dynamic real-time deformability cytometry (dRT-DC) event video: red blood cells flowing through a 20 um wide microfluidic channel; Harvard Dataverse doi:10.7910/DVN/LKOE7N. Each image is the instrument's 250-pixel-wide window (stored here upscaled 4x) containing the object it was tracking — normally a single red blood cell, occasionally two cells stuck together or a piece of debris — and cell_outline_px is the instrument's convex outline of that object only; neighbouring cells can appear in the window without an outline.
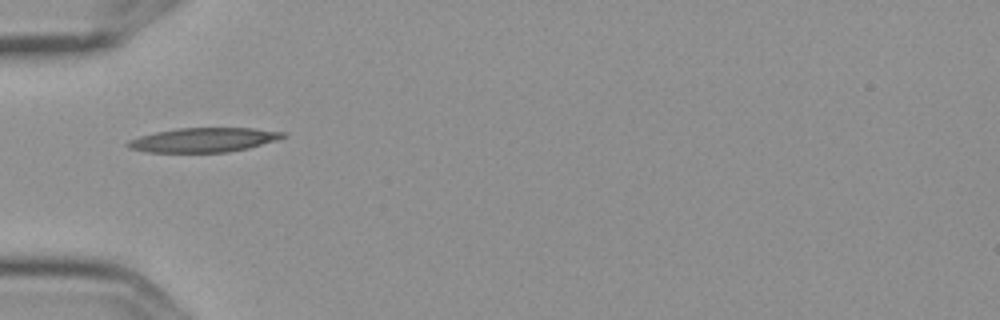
{"species": "Egyptian fruit bat (a non-hibernating species)", "species_latin": "Rousettus aegyptiacus", "temperature_condition": "cold", "stored_images_in_passage": 6, "camera_frame_rate_fps": 3000, "um_per_image_px": 0.085, "frame": {"image": 1, "passage_image": 1, "time_ms": 0.0, "image_size_px": [1000, 320], "cell_outline_px": [[288, 136], [276, 140], [248, 148], [228, 152], [148, 152], [128, 148], [124, 144], [128, 140], [140, 136], [156, 132], [176, 128], [252, 128], [288, 132]], "centroid_in_image_um": [17.32, 11.89], "position_along_channel_um": 67.7, "area_um2": 22.08}}
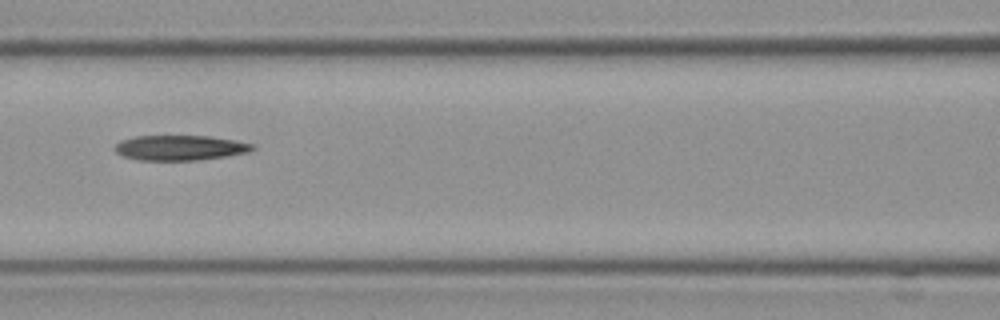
{"frame": {"image": 2, "passage_image": 3, "time_ms": 0.667, "image_size_px": [1000, 320], "cell_outline_px": [[256, 148], [248, 152], [224, 156], [196, 160], [140, 160], [120, 156], [112, 148], [120, 140], [136, 136], [208, 136], [232, 140], [252, 144]], "centroid_in_image_um": [15.22, 12.56], "position_along_channel_um": 151.4, "area_um2": 20.0}}
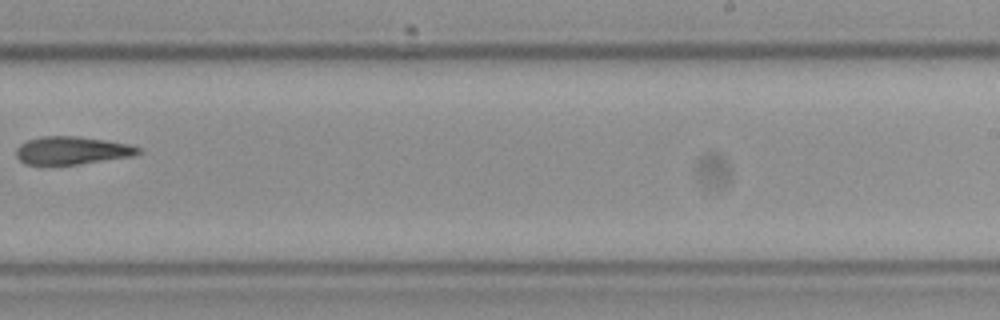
{"frame": {"image": 3, "passage_image": 6, "time_ms": 1.667, "image_size_px": [1000, 320], "cell_outline_px": [[144, 152], [136, 156], [52, 168], [44, 168], [24, 164], [16, 156], [16, 148], [20, 144], [28, 140], [44, 136], [80, 136], [128, 144], [140, 148]], "centroid_in_image_um": [6.08, 12.85], "position_along_channel_um": 282.9, "area_um2": 20.87}}